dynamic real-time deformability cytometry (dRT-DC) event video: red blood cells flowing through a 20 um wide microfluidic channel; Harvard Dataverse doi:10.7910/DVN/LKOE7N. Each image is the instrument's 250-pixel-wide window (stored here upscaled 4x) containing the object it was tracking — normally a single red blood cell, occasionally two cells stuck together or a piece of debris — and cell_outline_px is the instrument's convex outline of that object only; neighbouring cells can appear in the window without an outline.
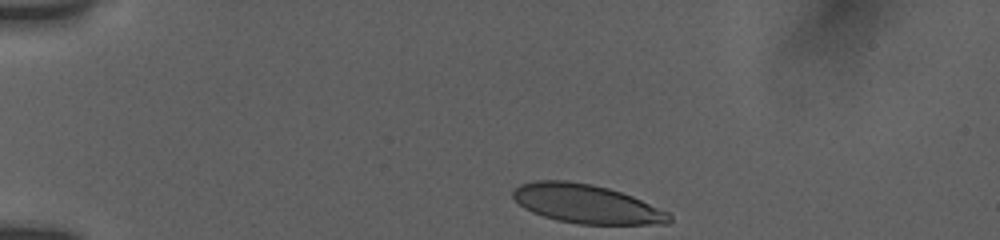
{"species": "human", "species_latin": "Homo sapiens", "temperature_condition": "room temperature", "stored_images_in_passage": 37, "camera_frame_rate_fps": 3000, "um_per_image_px": 0.085, "donor": {"sex": "female"}, "frame": {"image": 1, "passage_image": 1, "time_ms": 0.0, "image_size_px": [1000, 240], "cell_outline_px": [[672, 220], [668, 224], [580, 224], [556, 220], [532, 212], [524, 208], [512, 196], [512, 192], [520, 184], [532, 180], [568, 180], [592, 184], [608, 188], [632, 196], [668, 212], [672, 216]], "centroid_in_image_um": [49.84, 17.32], "position_along_channel_um": 35.2, "area_um2": 35.37}}
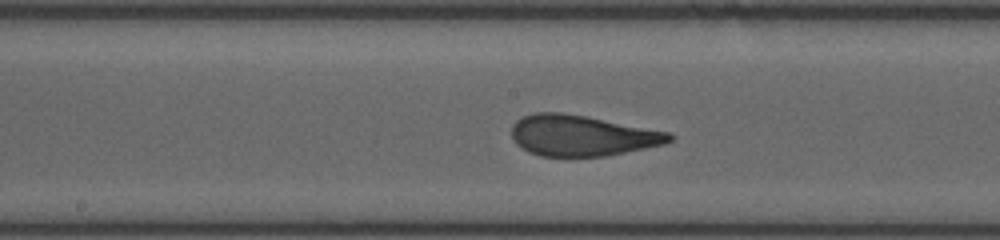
{"frame": {"image": 2, "passage_image": 19, "time_ms": 6.0, "image_size_px": [1000, 240], "cell_outline_px": [[672, 140], [664, 144], [604, 156], [540, 156], [528, 152], [516, 144], [512, 136], [512, 124], [516, 120], [524, 116], [536, 112], [560, 112], [584, 116], [668, 132], [672, 136]], "centroid_in_image_um": [49.4, 11.52], "position_along_channel_um": 198.8, "area_um2": 37.05}}
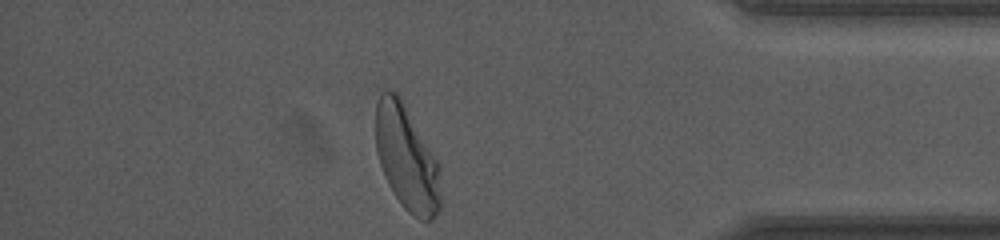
{"frame": {"image": 3, "passage_image": 37, "time_ms": 12.0, "image_size_px": [1000, 240], "cell_outline_px": [[440, 208], [432, 220], [420, 220], [408, 212], [400, 204], [392, 192], [384, 176], [376, 152], [376, 100], [380, 92], [396, 92], [400, 96], [440, 164]], "centroid_in_image_um": [34.57, 13.45], "position_along_channel_um": 400.6, "area_um2": 40.06}, "authors_computed_cell_mechanics": {"area_um2": 37.7434, "velocity_mm_per_s": 3.8069, "shape_relaxation_time_tau1_ms": 3.8042, "shape_relaxation_time_tau2_ms": null, "deformation_change_tau1": 0.1873, "deformation_change_tau2": null}}